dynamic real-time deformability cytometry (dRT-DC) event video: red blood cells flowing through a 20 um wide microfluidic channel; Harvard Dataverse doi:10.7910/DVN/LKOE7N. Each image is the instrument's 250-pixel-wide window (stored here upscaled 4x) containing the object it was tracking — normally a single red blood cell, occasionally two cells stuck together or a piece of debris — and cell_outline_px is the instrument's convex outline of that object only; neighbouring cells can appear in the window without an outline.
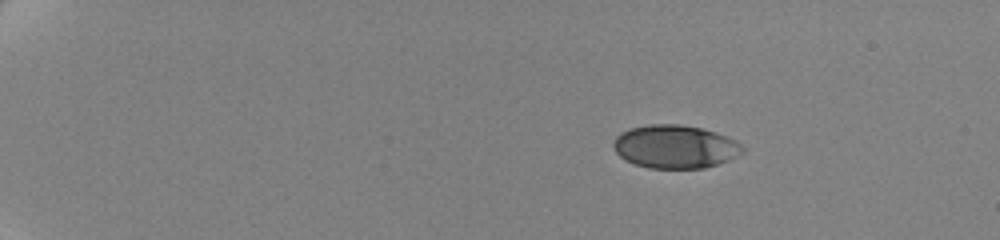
{"species": "human", "species_latin": "Homo sapiens", "temperature_condition": "cold", "stored_images_in_passage": 51, "camera_frame_rate_fps": 3000, "um_per_image_px": 0.085, "donor": {"sex": "female"}, "frame": {"image": 1, "passage_image": 1, "time_ms": 0.0, "image_size_px": [1000, 240], "cell_outline_px": [[744, 152], [728, 160], [704, 168], [648, 168], [624, 160], [612, 148], [612, 144], [616, 136], [620, 132], [628, 128], [648, 124], [680, 124], [700, 128], [716, 132], [736, 140], [744, 148]], "centroid_in_image_um": [57.35, 12.46], "position_along_channel_um": 27.7, "area_um2": 32.71}}
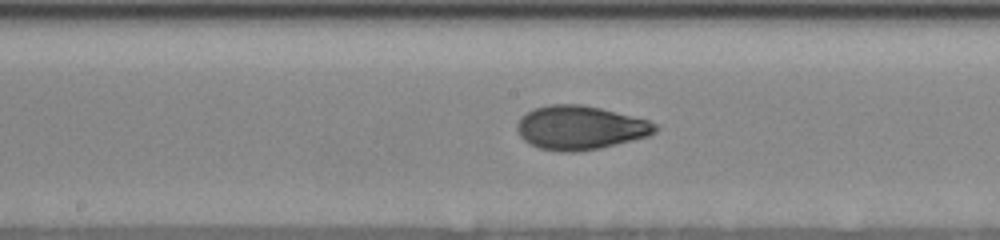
{"frame": {"image": 2, "passage_image": 26, "time_ms": 8.333, "image_size_px": [1000, 240], "cell_outline_px": [[660, 128], [656, 132], [648, 136], [600, 148], [576, 152], [560, 152], [540, 148], [528, 144], [520, 136], [516, 128], [516, 124], [528, 112], [536, 108], [548, 104], [580, 104], [600, 108], [648, 120], [656, 124]], "centroid_in_image_um": [49.32, 10.86], "position_along_channel_um": 198.9, "area_um2": 35.2}}
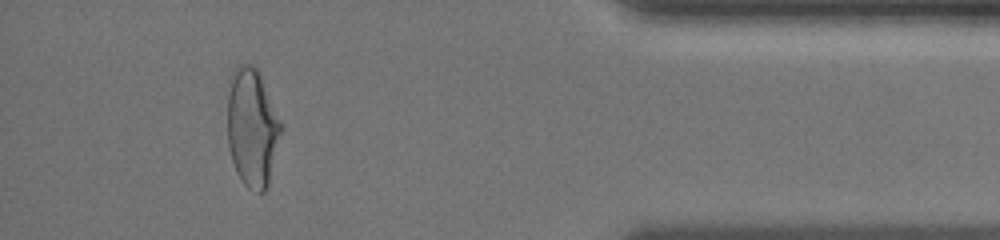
{"frame": {"image": 3, "passage_image": 47, "time_ms": 15.333, "image_size_px": [1000, 240], "cell_outline_px": [[284, 128], [268, 184], [264, 192], [256, 192], [248, 188], [240, 180], [236, 172], [228, 148], [228, 76], [232, 68], [236, 64], [252, 64], [256, 68], [284, 124]], "centroid_in_image_um": [21.44, 10.82], "position_along_channel_um": 413.8, "area_um2": 37.8}, "authors_computed_cell_mechanics": {"area_um2": 34.3332, "velocity_mm_per_s": 3.5126, "shape_relaxation_time_tau1_ms": 5.4201, "shape_relaxation_time_tau2_ms": 1.1309, "deformation_change_tau1": 0.1716, "deformation_change_tau2": 0.0577}}